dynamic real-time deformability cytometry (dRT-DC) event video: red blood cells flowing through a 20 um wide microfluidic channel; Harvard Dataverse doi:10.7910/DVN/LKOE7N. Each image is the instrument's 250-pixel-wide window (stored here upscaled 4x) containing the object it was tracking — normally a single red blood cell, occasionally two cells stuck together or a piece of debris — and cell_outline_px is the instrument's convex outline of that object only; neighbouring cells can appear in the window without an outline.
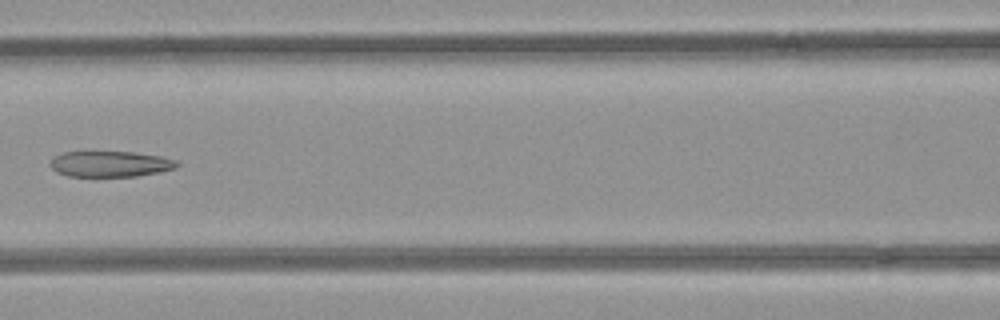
{"species": "common noctule bat (a hibernating species)", "species_latin": "Nyctalus noctula", "temperature_condition": "room temperature", "stored_images_in_passage": 6, "camera_frame_rate_fps": 3000, "um_per_image_px": 0.085, "animal": {"sex": "female", "body_mass_g": 21.9}, "frame": {"image": 1, "passage_image": 6, "time_ms": 1.667, "image_size_px": [1000, 320], "cell_outline_px": [[180, 164], [176, 168], [160, 172], [136, 176], [68, 176], [56, 172], [48, 164], [52, 156], [64, 152], [136, 152], [160, 156], [176, 160]], "centroid_in_image_um": [9.35, 13.93], "position_along_channel_um": 157.2, "area_um2": 19.19}}